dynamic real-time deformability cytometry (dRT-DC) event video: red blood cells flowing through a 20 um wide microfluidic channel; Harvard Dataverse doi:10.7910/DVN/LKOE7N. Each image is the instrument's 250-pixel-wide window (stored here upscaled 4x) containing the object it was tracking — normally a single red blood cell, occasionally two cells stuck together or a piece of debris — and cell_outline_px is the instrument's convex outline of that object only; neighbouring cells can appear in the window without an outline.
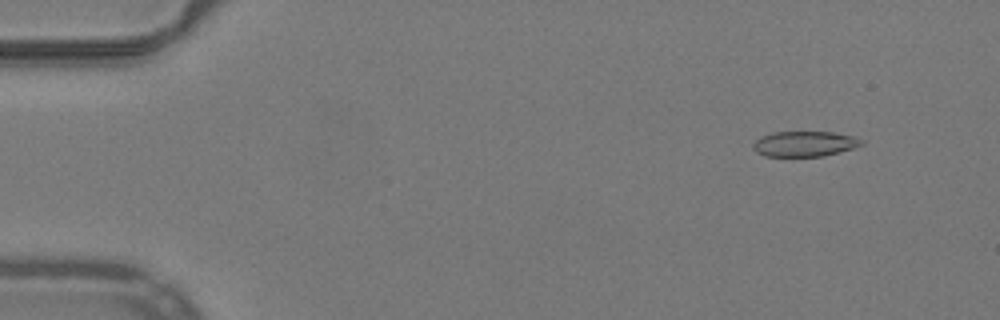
{"species": "common noctule bat (a hibernating species)", "species_latin": "Nyctalus noctula", "temperature_condition": "warm", "stored_images_in_passage": 53, "camera_frame_rate_fps": 3000, "um_per_image_px": 0.085, "animal": {"sex": "male", "body_mass_g": 19.2, "forearm_length_mm": 51.8}, "frame": {"image": 1, "passage_image": 5, "time_ms": 1.333, "image_size_px": [1000, 320], "cell_outline_px": [[864, 144], [852, 148], [824, 156], [764, 156], [756, 152], [752, 148], [752, 144], [760, 136], [772, 132], [832, 132], [852, 136], [864, 140]], "centroid_in_image_um": [68.35, 12.22], "position_along_channel_um": 16.6, "area_um2": 16.01}}
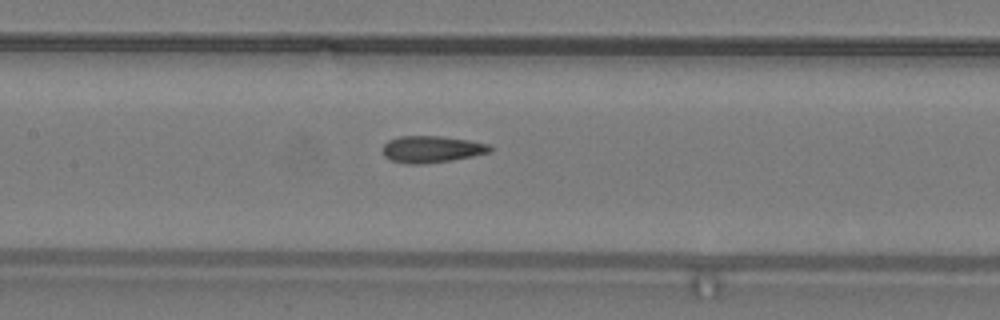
{"frame": {"image": 2, "passage_image": 25, "time_ms": 8.0, "image_size_px": [1000, 320], "cell_outline_px": [[492, 152], [452, 160], [420, 164], [408, 164], [392, 160], [384, 156], [384, 144], [388, 140], [400, 136], [440, 136], [468, 140], [488, 144], [492, 148]], "centroid_in_image_um": [36.7, 12.68], "position_along_channel_um": 170.7, "area_um2": 16.59}}
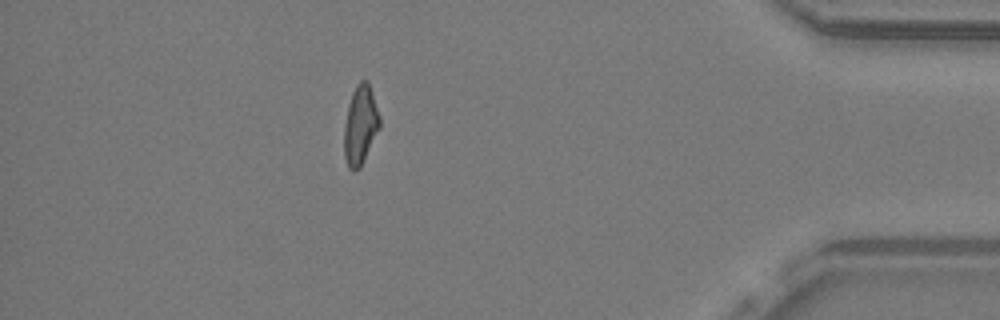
{"frame": {"image": 3, "passage_image": 46, "time_ms": 15.0, "image_size_px": [1000, 320], "cell_outline_px": [[380, 128], [360, 168], [356, 172], [352, 172], [348, 168], [344, 156], [344, 124], [348, 104], [352, 92], [356, 84], [360, 80], [368, 80], [380, 116]], "centroid_in_image_um": [30.62, 10.65], "position_along_channel_um": 404.6, "area_um2": 16.7}, "authors_computed_cell_mechanics": {"area_um2": 16.7042, "velocity_mm_per_s": 3.9982, "shape_relaxation_time_tau1_ms": null, "shape_relaxation_time_tau2_ms": 2.2815, "deformation_change_tau1": null, "deformation_change_tau2": 0.0979}}